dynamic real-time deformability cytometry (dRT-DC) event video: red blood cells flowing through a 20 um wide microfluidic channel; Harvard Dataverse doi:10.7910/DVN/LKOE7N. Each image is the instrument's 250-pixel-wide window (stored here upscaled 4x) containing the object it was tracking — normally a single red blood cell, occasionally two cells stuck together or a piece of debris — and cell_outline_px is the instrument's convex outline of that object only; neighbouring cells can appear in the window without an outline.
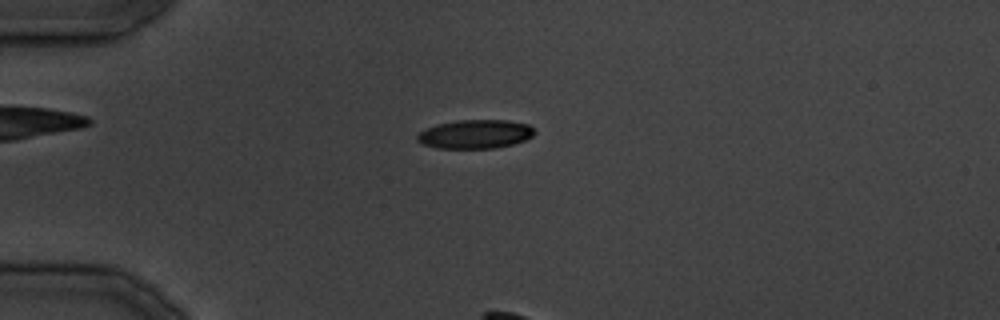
{"species": "common noctule bat (a hibernating species)", "species_latin": "Nyctalus noctula", "temperature_condition": "cold", "stored_images_in_passage": 8, "camera_frame_rate_fps": 3000, "um_per_image_px": 0.085, "animal": {"sex": "male", "body_mass_g": 19.5, "forearm_length_mm": 54.6}, "frame": {"image": 1, "passage_image": 5, "time_ms": 4.667, "image_size_px": [1000, 320], "cell_outline_px": [[536, 132], [532, 136], [524, 140], [512, 144], [496, 148], [436, 148], [424, 144], [416, 140], [416, 136], [424, 128], [436, 124], [456, 120], [508, 120], [528, 124]], "centroid_in_image_um": [40.37, 11.39], "position_along_channel_um": 44.6, "area_um2": 19.77}}